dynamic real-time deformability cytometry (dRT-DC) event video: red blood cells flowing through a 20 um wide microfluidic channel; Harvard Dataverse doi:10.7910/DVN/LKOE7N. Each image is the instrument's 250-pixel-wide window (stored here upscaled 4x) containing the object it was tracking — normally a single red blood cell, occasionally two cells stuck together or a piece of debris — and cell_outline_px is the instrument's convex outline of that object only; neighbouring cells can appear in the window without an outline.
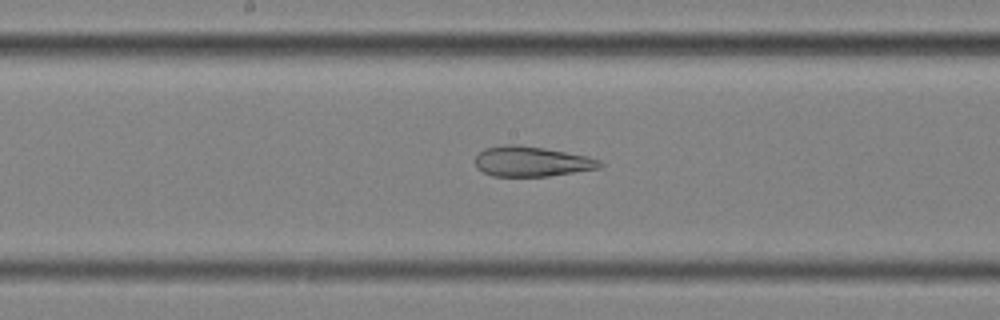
{"species": "common noctule bat (a hibernating species)", "species_latin": "Nyctalus noctula", "temperature_condition": "cold", "stored_images_in_passage": 39, "camera_frame_rate_fps": 3000, "um_per_image_px": 0.085, "animal": {"sex": "female", "body_mass_g": 25.1}, "frame": {"image": 1, "passage_image": 12, "time_ms": 3.667, "image_size_px": [1000, 320], "cell_outline_px": [[604, 164], [600, 168], [548, 176], [492, 176], [476, 168], [476, 156], [484, 148], [504, 144], [516, 144], [544, 148], [588, 156], [600, 160]], "centroid_in_image_um": [45.19, 13.72], "position_along_channel_um": 203.0, "area_um2": 21.91}}
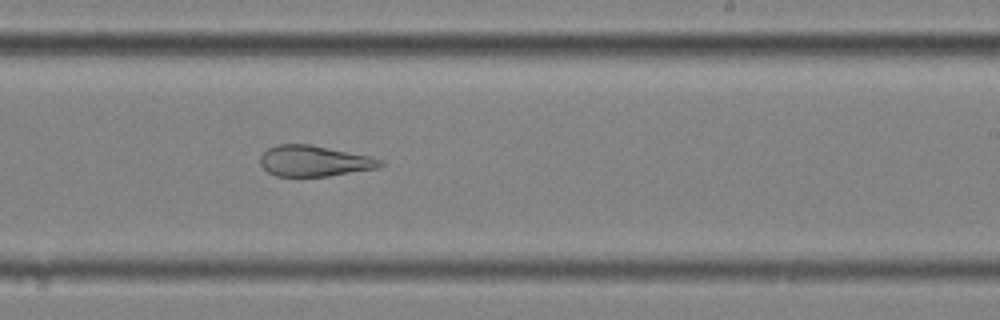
{"frame": {"image": 2, "passage_image": 17, "time_ms": 5.333, "image_size_px": [1000, 320], "cell_outline_px": [[384, 164], [380, 168], [328, 176], [276, 176], [268, 172], [260, 164], [260, 156], [268, 148], [276, 144], [308, 144], [372, 156], [384, 160]], "centroid_in_image_um": [26.74, 13.68], "position_along_channel_um": 262.3, "area_um2": 21.73}}
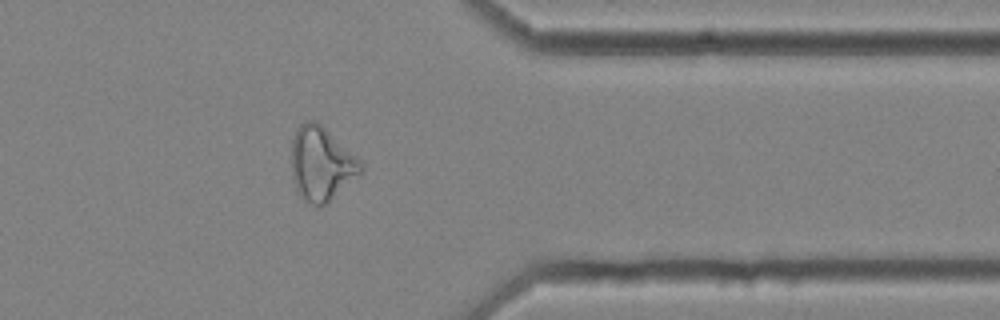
{"frame": {"image": 3, "passage_image": 28, "time_ms": 9.0, "image_size_px": [1000, 320], "cell_outline_px": [[364, 168], [328, 204], [316, 208], [304, 200], [296, 188], [292, 180], [292, 136], [296, 128], [300, 124], [308, 120], [316, 120], [356, 156], [364, 164]], "centroid_in_image_um": [27.29, 13.94], "position_along_channel_um": 384.1, "area_um2": 29.88}, "authors_computed_cell_mechanics": {"area_um2": 25.8366, "velocity_mm_per_s": 3.566, "shape_relaxation_time_tau1_ms": null, "shape_relaxation_time_tau2_ms": 2.6219, "deformation_change_tau1": null, "deformation_change_tau2": 0.1194}}